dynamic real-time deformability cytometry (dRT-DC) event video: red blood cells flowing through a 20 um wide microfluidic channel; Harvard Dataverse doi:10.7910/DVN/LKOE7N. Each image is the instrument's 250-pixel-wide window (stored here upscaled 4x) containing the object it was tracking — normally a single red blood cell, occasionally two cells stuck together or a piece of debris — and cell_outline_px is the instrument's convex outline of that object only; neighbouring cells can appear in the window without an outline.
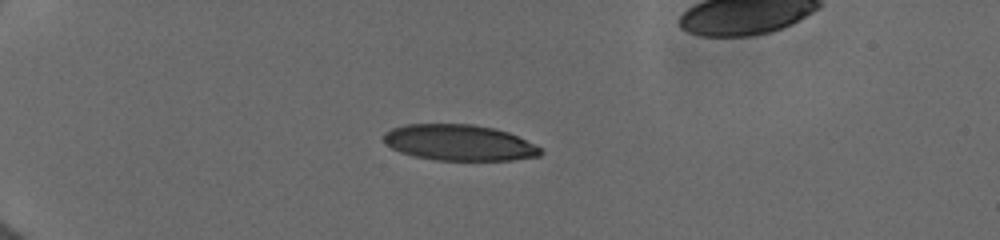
{"species": "human", "species_latin": "Homo sapiens", "temperature_condition": "cold", "stored_images_in_passage": 5, "camera_frame_rate_fps": 3000, "um_per_image_px": 0.085, "donor": {"sex": "female"}, "frame": {"image": 1, "passage_image": 1, "time_ms": 0.0, "image_size_px": [1000, 240], "cell_outline_px": [[544, 152], [540, 156], [512, 160], [436, 160], [416, 156], [400, 152], [392, 148], [384, 140], [384, 132], [392, 128], [404, 124], [472, 124], [496, 128], [508, 132], [536, 144]], "centroid_in_image_um": [39.07, 12.12], "position_along_channel_um": 45.9, "area_um2": 32.95}}